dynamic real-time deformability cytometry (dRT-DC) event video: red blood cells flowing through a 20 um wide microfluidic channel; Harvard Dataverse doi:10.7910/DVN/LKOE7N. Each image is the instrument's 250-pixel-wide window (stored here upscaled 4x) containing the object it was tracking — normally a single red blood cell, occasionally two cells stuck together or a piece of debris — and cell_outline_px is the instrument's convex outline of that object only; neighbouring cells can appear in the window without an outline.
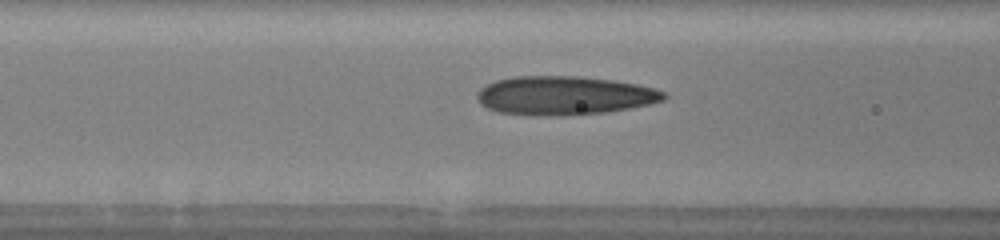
{"species": "human", "species_latin": "Homo sapiens", "temperature_condition": "warm", "stored_images_in_passage": 13, "camera_frame_rate_fps": 3000, "um_per_image_px": 0.085, "donor": {"sex": "male"}, "frame": {"image": 1, "passage_image": 9, "time_ms": 2.667, "image_size_px": [1000, 240], "cell_outline_px": [[668, 96], [664, 100], [648, 104], [628, 108], [604, 112], [560, 116], [544, 116], [500, 112], [488, 108], [480, 104], [476, 100], [476, 92], [480, 88], [496, 80], [516, 76], [576, 76], [612, 80], [636, 84], [656, 88], [664, 92]], "centroid_in_image_um": [47.94, 8.12], "position_along_channel_um": 118.7, "area_um2": 42.14}}